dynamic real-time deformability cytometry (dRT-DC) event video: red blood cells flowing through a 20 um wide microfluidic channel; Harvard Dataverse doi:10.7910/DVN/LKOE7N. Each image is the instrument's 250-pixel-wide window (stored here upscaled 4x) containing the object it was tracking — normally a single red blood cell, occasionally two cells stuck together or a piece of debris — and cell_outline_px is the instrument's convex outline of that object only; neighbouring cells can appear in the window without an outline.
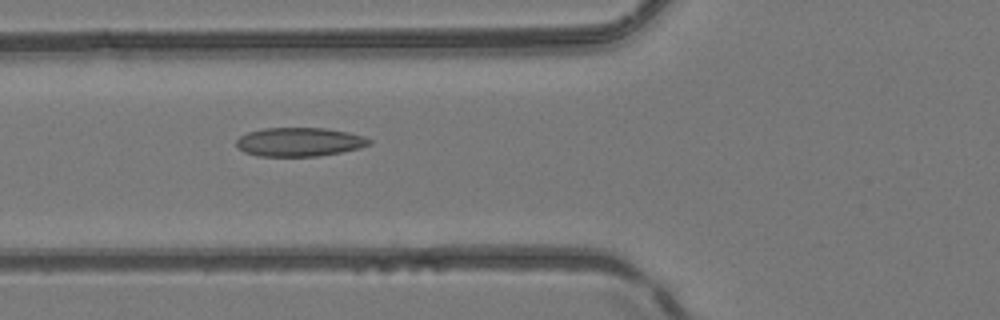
{"species": "common noctule bat (a hibernating species)", "species_latin": "Nyctalus noctula", "temperature_condition": "room temperature", "stored_images_in_passage": 17, "camera_frame_rate_fps": 3000, "um_per_image_px": 0.085, "animal": {"sex": "female", "body_mass_g": 24.6, "forearm_length_mm": 56.2}, "frame": {"image": 1, "passage_image": 3, "time_ms": 0.667, "image_size_px": [1000, 320], "cell_outline_px": [[372, 144], [360, 148], [320, 156], [256, 156], [244, 152], [236, 144], [236, 140], [240, 136], [248, 132], [264, 128], [324, 128], [348, 132], [364, 136], [372, 140]], "centroid_in_image_um": [25.47, 12.07], "position_along_channel_um": 100.3, "area_um2": 22.37}}